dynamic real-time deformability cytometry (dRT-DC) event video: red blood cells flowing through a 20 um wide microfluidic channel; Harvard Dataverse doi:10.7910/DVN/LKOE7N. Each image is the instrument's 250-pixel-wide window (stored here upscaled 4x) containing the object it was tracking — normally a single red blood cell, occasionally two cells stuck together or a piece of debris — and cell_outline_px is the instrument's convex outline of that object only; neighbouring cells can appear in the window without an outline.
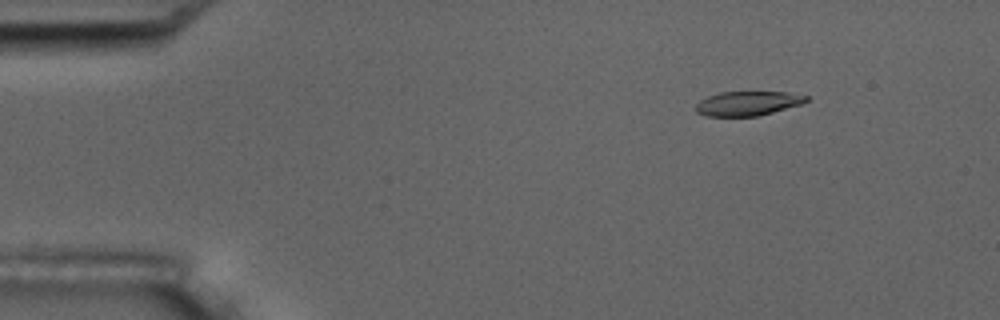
{"species": "common noctule bat (a hibernating species)", "species_latin": "Nyctalus noctula", "temperature_condition": "room temperature", "stored_images_in_passage": 5, "camera_frame_rate_fps": 3000, "um_per_image_px": 0.085, "animal": {"sex": "male", "body_mass_g": 17.5, "forearm_length_mm": 52.3}, "frame": {"image": 1, "passage_image": 1, "time_ms": 0.0, "image_size_px": [1000, 320], "cell_outline_px": [[808, 100], [800, 104], [760, 116], [708, 116], [696, 112], [696, 104], [700, 100], [708, 96], [720, 92], [784, 92], [808, 96]], "centroid_in_image_um": [63.53, 8.79], "position_along_channel_um": 21.5, "area_um2": 15.55}}
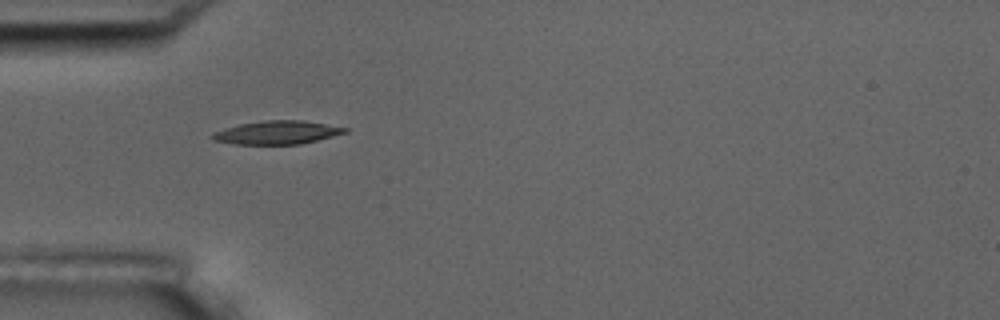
{"frame": {"image": 2, "passage_image": 4, "time_ms": 3.333, "image_size_px": [1000, 320], "cell_outline_px": [[348, 132], [300, 144], [232, 144], [212, 140], [212, 132], [224, 128], [240, 124], [268, 120], [304, 120], [348, 128]], "centroid_in_image_um": [23.53, 11.26], "position_along_channel_um": 61.5, "area_um2": 17.98}}